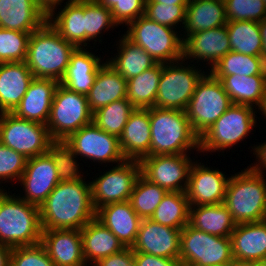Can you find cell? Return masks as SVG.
Listing matches in <instances>:
<instances>
[{
  "label": "cell",
  "mask_w": 266,
  "mask_h": 266,
  "mask_svg": "<svg viewBox=\"0 0 266 266\" xmlns=\"http://www.w3.org/2000/svg\"><path fill=\"white\" fill-rule=\"evenodd\" d=\"M86 178L57 184L39 207L42 229L81 230L96 217Z\"/></svg>",
  "instance_id": "1"
},
{
  "label": "cell",
  "mask_w": 266,
  "mask_h": 266,
  "mask_svg": "<svg viewBox=\"0 0 266 266\" xmlns=\"http://www.w3.org/2000/svg\"><path fill=\"white\" fill-rule=\"evenodd\" d=\"M150 155L199 152V136L193 131L186 111L149 108ZM189 152V153H188Z\"/></svg>",
  "instance_id": "2"
},
{
  "label": "cell",
  "mask_w": 266,
  "mask_h": 266,
  "mask_svg": "<svg viewBox=\"0 0 266 266\" xmlns=\"http://www.w3.org/2000/svg\"><path fill=\"white\" fill-rule=\"evenodd\" d=\"M76 48L46 21L31 33L25 62L34 77L51 78L60 83Z\"/></svg>",
  "instance_id": "3"
},
{
  "label": "cell",
  "mask_w": 266,
  "mask_h": 266,
  "mask_svg": "<svg viewBox=\"0 0 266 266\" xmlns=\"http://www.w3.org/2000/svg\"><path fill=\"white\" fill-rule=\"evenodd\" d=\"M39 207L7 190L0 191V244L11 248L41 243Z\"/></svg>",
  "instance_id": "4"
},
{
  "label": "cell",
  "mask_w": 266,
  "mask_h": 266,
  "mask_svg": "<svg viewBox=\"0 0 266 266\" xmlns=\"http://www.w3.org/2000/svg\"><path fill=\"white\" fill-rule=\"evenodd\" d=\"M250 166L228 180L224 204L236 224L266 220V178Z\"/></svg>",
  "instance_id": "5"
},
{
  "label": "cell",
  "mask_w": 266,
  "mask_h": 266,
  "mask_svg": "<svg viewBox=\"0 0 266 266\" xmlns=\"http://www.w3.org/2000/svg\"><path fill=\"white\" fill-rule=\"evenodd\" d=\"M256 109L248 105L232 104L215 123L199 137V153H224L240 142L257 127ZM256 118V119H255Z\"/></svg>",
  "instance_id": "6"
},
{
  "label": "cell",
  "mask_w": 266,
  "mask_h": 266,
  "mask_svg": "<svg viewBox=\"0 0 266 266\" xmlns=\"http://www.w3.org/2000/svg\"><path fill=\"white\" fill-rule=\"evenodd\" d=\"M125 36L150 54L157 63L183 59V40L178 30L142 15L126 26Z\"/></svg>",
  "instance_id": "7"
},
{
  "label": "cell",
  "mask_w": 266,
  "mask_h": 266,
  "mask_svg": "<svg viewBox=\"0 0 266 266\" xmlns=\"http://www.w3.org/2000/svg\"><path fill=\"white\" fill-rule=\"evenodd\" d=\"M198 67L184 59L162 63L154 107L186 111L197 83L208 72Z\"/></svg>",
  "instance_id": "8"
},
{
  "label": "cell",
  "mask_w": 266,
  "mask_h": 266,
  "mask_svg": "<svg viewBox=\"0 0 266 266\" xmlns=\"http://www.w3.org/2000/svg\"><path fill=\"white\" fill-rule=\"evenodd\" d=\"M93 122L87 96L62 84L56 87L47 128L52 140H66L72 133Z\"/></svg>",
  "instance_id": "9"
},
{
  "label": "cell",
  "mask_w": 266,
  "mask_h": 266,
  "mask_svg": "<svg viewBox=\"0 0 266 266\" xmlns=\"http://www.w3.org/2000/svg\"><path fill=\"white\" fill-rule=\"evenodd\" d=\"M179 259L182 266L229 264L233 259L231 239L203 232L188 223L181 230Z\"/></svg>",
  "instance_id": "10"
},
{
  "label": "cell",
  "mask_w": 266,
  "mask_h": 266,
  "mask_svg": "<svg viewBox=\"0 0 266 266\" xmlns=\"http://www.w3.org/2000/svg\"><path fill=\"white\" fill-rule=\"evenodd\" d=\"M231 105L222 82L207 72L197 83L186 109L193 131L200 137Z\"/></svg>",
  "instance_id": "11"
},
{
  "label": "cell",
  "mask_w": 266,
  "mask_h": 266,
  "mask_svg": "<svg viewBox=\"0 0 266 266\" xmlns=\"http://www.w3.org/2000/svg\"><path fill=\"white\" fill-rule=\"evenodd\" d=\"M52 141L46 125L0 113V143L27 159L48 152Z\"/></svg>",
  "instance_id": "12"
},
{
  "label": "cell",
  "mask_w": 266,
  "mask_h": 266,
  "mask_svg": "<svg viewBox=\"0 0 266 266\" xmlns=\"http://www.w3.org/2000/svg\"><path fill=\"white\" fill-rule=\"evenodd\" d=\"M114 166L103 173L100 171L99 177L90 180L95 211L107 204L129 200L136 180L141 175L140 162L137 160L125 159Z\"/></svg>",
  "instance_id": "13"
},
{
  "label": "cell",
  "mask_w": 266,
  "mask_h": 266,
  "mask_svg": "<svg viewBox=\"0 0 266 266\" xmlns=\"http://www.w3.org/2000/svg\"><path fill=\"white\" fill-rule=\"evenodd\" d=\"M64 141L71 147L73 153L81 158L80 161L85 159L96 164L104 163V167L110 163L109 166L112 167L113 164L125 160L119 146V138L104 132L94 122L83 126Z\"/></svg>",
  "instance_id": "14"
},
{
  "label": "cell",
  "mask_w": 266,
  "mask_h": 266,
  "mask_svg": "<svg viewBox=\"0 0 266 266\" xmlns=\"http://www.w3.org/2000/svg\"><path fill=\"white\" fill-rule=\"evenodd\" d=\"M190 154L150 155L140 162L141 175L168 192H186L193 160Z\"/></svg>",
  "instance_id": "15"
},
{
  "label": "cell",
  "mask_w": 266,
  "mask_h": 266,
  "mask_svg": "<svg viewBox=\"0 0 266 266\" xmlns=\"http://www.w3.org/2000/svg\"><path fill=\"white\" fill-rule=\"evenodd\" d=\"M59 182L53 158L49 152H46L27 159L25 170L18 182L20 189L23 187V191L16 195L40 207Z\"/></svg>",
  "instance_id": "16"
},
{
  "label": "cell",
  "mask_w": 266,
  "mask_h": 266,
  "mask_svg": "<svg viewBox=\"0 0 266 266\" xmlns=\"http://www.w3.org/2000/svg\"><path fill=\"white\" fill-rule=\"evenodd\" d=\"M199 161H194L189 173L186 195L190 206L224 203L229 175Z\"/></svg>",
  "instance_id": "17"
},
{
  "label": "cell",
  "mask_w": 266,
  "mask_h": 266,
  "mask_svg": "<svg viewBox=\"0 0 266 266\" xmlns=\"http://www.w3.org/2000/svg\"><path fill=\"white\" fill-rule=\"evenodd\" d=\"M229 51L231 46L226 25L196 32L183 40V59L200 66L202 63V68L208 67V71Z\"/></svg>",
  "instance_id": "18"
},
{
  "label": "cell",
  "mask_w": 266,
  "mask_h": 266,
  "mask_svg": "<svg viewBox=\"0 0 266 266\" xmlns=\"http://www.w3.org/2000/svg\"><path fill=\"white\" fill-rule=\"evenodd\" d=\"M181 230L151 219H142L132 250L163 258L179 259Z\"/></svg>",
  "instance_id": "19"
},
{
  "label": "cell",
  "mask_w": 266,
  "mask_h": 266,
  "mask_svg": "<svg viewBox=\"0 0 266 266\" xmlns=\"http://www.w3.org/2000/svg\"><path fill=\"white\" fill-rule=\"evenodd\" d=\"M41 244L55 266H87L80 230L42 229Z\"/></svg>",
  "instance_id": "20"
},
{
  "label": "cell",
  "mask_w": 266,
  "mask_h": 266,
  "mask_svg": "<svg viewBox=\"0 0 266 266\" xmlns=\"http://www.w3.org/2000/svg\"><path fill=\"white\" fill-rule=\"evenodd\" d=\"M58 84L55 79L34 77L20 103L11 113L18 118L46 125Z\"/></svg>",
  "instance_id": "21"
},
{
  "label": "cell",
  "mask_w": 266,
  "mask_h": 266,
  "mask_svg": "<svg viewBox=\"0 0 266 266\" xmlns=\"http://www.w3.org/2000/svg\"><path fill=\"white\" fill-rule=\"evenodd\" d=\"M96 218L116 235L125 248H132L142 218L134 211L129 200L99 208Z\"/></svg>",
  "instance_id": "22"
},
{
  "label": "cell",
  "mask_w": 266,
  "mask_h": 266,
  "mask_svg": "<svg viewBox=\"0 0 266 266\" xmlns=\"http://www.w3.org/2000/svg\"><path fill=\"white\" fill-rule=\"evenodd\" d=\"M89 49V50H87ZM90 48H76L70 56L67 71L60 84L71 91L87 95L93 86L99 68L105 63V56L91 52Z\"/></svg>",
  "instance_id": "23"
},
{
  "label": "cell",
  "mask_w": 266,
  "mask_h": 266,
  "mask_svg": "<svg viewBox=\"0 0 266 266\" xmlns=\"http://www.w3.org/2000/svg\"><path fill=\"white\" fill-rule=\"evenodd\" d=\"M150 143L149 109L135 108L119 137L122 155L127 160L140 161L150 156Z\"/></svg>",
  "instance_id": "24"
},
{
  "label": "cell",
  "mask_w": 266,
  "mask_h": 266,
  "mask_svg": "<svg viewBox=\"0 0 266 266\" xmlns=\"http://www.w3.org/2000/svg\"><path fill=\"white\" fill-rule=\"evenodd\" d=\"M33 78L26 62L0 63V113L17 107Z\"/></svg>",
  "instance_id": "25"
},
{
  "label": "cell",
  "mask_w": 266,
  "mask_h": 266,
  "mask_svg": "<svg viewBox=\"0 0 266 266\" xmlns=\"http://www.w3.org/2000/svg\"><path fill=\"white\" fill-rule=\"evenodd\" d=\"M46 21L36 0H0L1 28L32 33Z\"/></svg>",
  "instance_id": "26"
},
{
  "label": "cell",
  "mask_w": 266,
  "mask_h": 266,
  "mask_svg": "<svg viewBox=\"0 0 266 266\" xmlns=\"http://www.w3.org/2000/svg\"><path fill=\"white\" fill-rule=\"evenodd\" d=\"M83 256L87 266L98 260L121 252L125 247L103 223L96 217L80 230Z\"/></svg>",
  "instance_id": "27"
},
{
  "label": "cell",
  "mask_w": 266,
  "mask_h": 266,
  "mask_svg": "<svg viewBox=\"0 0 266 266\" xmlns=\"http://www.w3.org/2000/svg\"><path fill=\"white\" fill-rule=\"evenodd\" d=\"M230 239L233 258L254 262L266 258V220L236 224Z\"/></svg>",
  "instance_id": "28"
},
{
  "label": "cell",
  "mask_w": 266,
  "mask_h": 266,
  "mask_svg": "<svg viewBox=\"0 0 266 266\" xmlns=\"http://www.w3.org/2000/svg\"><path fill=\"white\" fill-rule=\"evenodd\" d=\"M227 22L224 1L188 0L182 40L199 31L225 26Z\"/></svg>",
  "instance_id": "29"
},
{
  "label": "cell",
  "mask_w": 266,
  "mask_h": 266,
  "mask_svg": "<svg viewBox=\"0 0 266 266\" xmlns=\"http://www.w3.org/2000/svg\"><path fill=\"white\" fill-rule=\"evenodd\" d=\"M127 94V80L107 61L99 68L93 86L86 95L92 113Z\"/></svg>",
  "instance_id": "30"
},
{
  "label": "cell",
  "mask_w": 266,
  "mask_h": 266,
  "mask_svg": "<svg viewBox=\"0 0 266 266\" xmlns=\"http://www.w3.org/2000/svg\"><path fill=\"white\" fill-rule=\"evenodd\" d=\"M61 7L47 16V22L66 41L77 48L85 47L84 0H74Z\"/></svg>",
  "instance_id": "31"
},
{
  "label": "cell",
  "mask_w": 266,
  "mask_h": 266,
  "mask_svg": "<svg viewBox=\"0 0 266 266\" xmlns=\"http://www.w3.org/2000/svg\"><path fill=\"white\" fill-rule=\"evenodd\" d=\"M123 35V36H122ZM116 42L117 53L111 58L109 55L107 63L119 72L126 80L138 76L143 71L157 64L154 58L139 45H136L122 34Z\"/></svg>",
  "instance_id": "32"
},
{
  "label": "cell",
  "mask_w": 266,
  "mask_h": 266,
  "mask_svg": "<svg viewBox=\"0 0 266 266\" xmlns=\"http://www.w3.org/2000/svg\"><path fill=\"white\" fill-rule=\"evenodd\" d=\"M189 224L198 230L220 237H230L236 226L224 203L190 206Z\"/></svg>",
  "instance_id": "33"
},
{
  "label": "cell",
  "mask_w": 266,
  "mask_h": 266,
  "mask_svg": "<svg viewBox=\"0 0 266 266\" xmlns=\"http://www.w3.org/2000/svg\"><path fill=\"white\" fill-rule=\"evenodd\" d=\"M213 77L222 82L232 104L248 105L255 109L259 105L266 85V75Z\"/></svg>",
  "instance_id": "34"
},
{
  "label": "cell",
  "mask_w": 266,
  "mask_h": 266,
  "mask_svg": "<svg viewBox=\"0 0 266 266\" xmlns=\"http://www.w3.org/2000/svg\"><path fill=\"white\" fill-rule=\"evenodd\" d=\"M161 74L162 63H157L138 76L127 80L126 98L134 108L149 109L154 107Z\"/></svg>",
  "instance_id": "35"
},
{
  "label": "cell",
  "mask_w": 266,
  "mask_h": 266,
  "mask_svg": "<svg viewBox=\"0 0 266 266\" xmlns=\"http://www.w3.org/2000/svg\"><path fill=\"white\" fill-rule=\"evenodd\" d=\"M190 203L186 192H167L151 220L162 225L182 229L189 223Z\"/></svg>",
  "instance_id": "36"
},
{
  "label": "cell",
  "mask_w": 266,
  "mask_h": 266,
  "mask_svg": "<svg viewBox=\"0 0 266 266\" xmlns=\"http://www.w3.org/2000/svg\"><path fill=\"white\" fill-rule=\"evenodd\" d=\"M226 27L231 51L262 57V37L257 21H230Z\"/></svg>",
  "instance_id": "37"
},
{
  "label": "cell",
  "mask_w": 266,
  "mask_h": 266,
  "mask_svg": "<svg viewBox=\"0 0 266 266\" xmlns=\"http://www.w3.org/2000/svg\"><path fill=\"white\" fill-rule=\"evenodd\" d=\"M208 72L212 76L266 75V62L262 57L229 51Z\"/></svg>",
  "instance_id": "38"
},
{
  "label": "cell",
  "mask_w": 266,
  "mask_h": 266,
  "mask_svg": "<svg viewBox=\"0 0 266 266\" xmlns=\"http://www.w3.org/2000/svg\"><path fill=\"white\" fill-rule=\"evenodd\" d=\"M84 23H85V47L89 48V42H99L106 31L119 27L113 20L111 11L99 5L95 0H84ZM98 40V41H97ZM89 44V45H88Z\"/></svg>",
  "instance_id": "39"
},
{
  "label": "cell",
  "mask_w": 266,
  "mask_h": 266,
  "mask_svg": "<svg viewBox=\"0 0 266 266\" xmlns=\"http://www.w3.org/2000/svg\"><path fill=\"white\" fill-rule=\"evenodd\" d=\"M167 192L166 189L149 182L140 175L136 180L129 202L142 219H150Z\"/></svg>",
  "instance_id": "40"
},
{
  "label": "cell",
  "mask_w": 266,
  "mask_h": 266,
  "mask_svg": "<svg viewBox=\"0 0 266 266\" xmlns=\"http://www.w3.org/2000/svg\"><path fill=\"white\" fill-rule=\"evenodd\" d=\"M134 109L127 98L114 101L94 112L93 122L104 132L119 138Z\"/></svg>",
  "instance_id": "41"
},
{
  "label": "cell",
  "mask_w": 266,
  "mask_h": 266,
  "mask_svg": "<svg viewBox=\"0 0 266 266\" xmlns=\"http://www.w3.org/2000/svg\"><path fill=\"white\" fill-rule=\"evenodd\" d=\"M48 152L53 158L60 182L77 181L86 174L82 172L84 168L80 169L79 157L64 140H53Z\"/></svg>",
  "instance_id": "42"
},
{
  "label": "cell",
  "mask_w": 266,
  "mask_h": 266,
  "mask_svg": "<svg viewBox=\"0 0 266 266\" xmlns=\"http://www.w3.org/2000/svg\"><path fill=\"white\" fill-rule=\"evenodd\" d=\"M31 33L0 27V63L25 62Z\"/></svg>",
  "instance_id": "43"
},
{
  "label": "cell",
  "mask_w": 266,
  "mask_h": 266,
  "mask_svg": "<svg viewBox=\"0 0 266 266\" xmlns=\"http://www.w3.org/2000/svg\"><path fill=\"white\" fill-rule=\"evenodd\" d=\"M186 7L187 4L172 5L158 2H145L144 15L158 24L166 25L176 30L179 29V33L181 34L185 22Z\"/></svg>",
  "instance_id": "44"
},
{
  "label": "cell",
  "mask_w": 266,
  "mask_h": 266,
  "mask_svg": "<svg viewBox=\"0 0 266 266\" xmlns=\"http://www.w3.org/2000/svg\"><path fill=\"white\" fill-rule=\"evenodd\" d=\"M227 21H257L266 17L263 0H224Z\"/></svg>",
  "instance_id": "45"
},
{
  "label": "cell",
  "mask_w": 266,
  "mask_h": 266,
  "mask_svg": "<svg viewBox=\"0 0 266 266\" xmlns=\"http://www.w3.org/2000/svg\"><path fill=\"white\" fill-rule=\"evenodd\" d=\"M26 162L27 158L22 154L0 143V191L6 189H3L1 185L6 182L8 184L14 182L15 185H18V181L25 170Z\"/></svg>",
  "instance_id": "46"
},
{
  "label": "cell",
  "mask_w": 266,
  "mask_h": 266,
  "mask_svg": "<svg viewBox=\"0 0 266 266\" xmlns=\"http://www.w3.org/2000/svg\"><path fill=\"white\" fill-rule=\"evenodd\" d=\"M99 5L111 11L112 18L117 25L127 26L145 14L146 0H95Z\"/></svg>",
  "instance_id": "47"
},
{
  "label": "cell",
  "mask_w": 266,
  "mask_h": 266,
  "mask_svg": "<svg viewBox=\"0 0 266 266\" xmlns=\"http://www.w3.org/2000/svg\"><path fill=\"white\" fill-rule=\"evenodd\" d=\"M10 266H55L45 247L39 243L11 249Z\"/></svg>",
  "instance_id": "48"
},
{
  "label": "cell",
  "mask_w": 266,
  "mask_h": 266,
  "mask_svg": "<svg viewBox=\"0 0 266 266\" xmlns=\"http://www.w3.org/2000/svg\"><path fill=\"white\" fill-rule=\"evenodd\" d=\"M91 266H137L132 248H124L121 252L98 260Z\"/></svg>",
  "instance_id": "49"
},
{
  "label": "cell",
  "mask_w": 266,
  "mask_h": 266,
  "mask_svg": "<svg viewBox=\"0 0 266 266\" xmlns=\"http://www.w3.org/2000/svg\"><path fill=\"white\" fill-rule=\"evenodd\" d=\"M133 253L137 266H182L180 259L163 258L143 252Z\"/></svg>",
  "instance_id": "50"
},
{
  "label": "cell",
  "mask_w": 266,
  "mask_h": 266,
  "mask_svg": "<svg viewBox=\"0 0 266 266\" xmlns=\"http://www.w3.org/2000/svg\"><path fill=\"white\" fill-rule=\"evenodd\" d=\"M252 149L253 150H250V152L252 151L251 154L253 153L252 156H254L256 160L249 166L258 173L265 174L266 172L264 171H266V140L263 143L261 142V144L259 145H253Z\"/></svg>",
  "instance_id": "51"
},
{
  "label": "cell",
  "mask_w": 266,
  "mask_h": 266,
  "mask_svg": "<svg viewBox=\"0 0 266 266\" xmlns=\"http://www.w3.org/2000/svg\"><path fill=\"white\" fill-rule=\"evenodd\" d=\"M36 0L39 9L46 15L49 16L58 7H61L62 3H70L74 0Z\"/></svg>",
  "instance_id": "52"
},
{
  "label": "cell",
  "mask_w": 266,
  "mask_h": 266,
  "mask_svg": "<svg viewBox=\"0 0 266 266\" xmlns=\"http://www.w3.org/2000/svg\"><path fill=\"white\" fill-rule=\"evenodd\" d=\"M11 247L0 244V266H10Z\"/></svg>",
  "instance_id": "53"
},
{
  "label": "cell",
  "mask_w": 266,
  "mask_h": 266,
  "mask_svg": "<svg viewBox=\"0 0 266 266\" xmlns=\"http://www.w3.org/2000/svg\"><path fill=\"white\" fill-rule=\"evenodd\" d=\"M258 23L262 37V58L266 62V17Z\"/></svg>",
  "instance_id": "54"
},
{
  "label": "cell",
  "mask_w": 266,
  "mask_h": 266,
  "mask_svg": "<svg viewBox=\"0 0 266 266\" xmlns=\"http://www.w3.org/2000/svg\"><path fill=\"white\" fill-rule=\"evenodd\" d=\"M257 107L258 108H256V109H258V110H256V112H258L259 115L260 114L263 115L264 116L263 118L266 120V85L264 87L261 101Z\"/></svg>",
  "instance_id": "55"
},
{
  "label": "cell",
  "mask_w": 266,
  "mask_h": 266,
  "mask_svg": "<svg viewBox=\"0 0 266 266\" xmlns=\"http://www.w3.org/2000/svg\"><path fill=\"white\" fill-rule=\"evenodd\" d=\"M229 266H255V262L247 260H238L233 258L232 261L229 263Z\"/></svg>",
  "instance_id": "56"
},
{
  "label": "cell",
  "mask_w": 266,
  "mask_h": 266,
  "mask_svg": "<svg viewBox=\"0 0 266 266\" xmlns=\"http://www.w3.org/2000/svg\"><path fill=\"white\" fill-rule=\"evenodd\" d=\"M146 2H158V3L172 4V5L188 4V0H146Z\"/></svg>",
  "instance_id": "57"
},
{
  "label": "cell",
  "mask_w": 266,
  "mask_h": 266,
  "mask_svg": "<svg viewBox=\"0 0 266 266\" xmlns=\"http://www.w3.org/2000/svg\"><path fill=\"white\" fill-rule=\"evenodd\" d=\"M255 266H266V258L256 261Z\"/></svg>",
  "instance_id": "58"
},
{
  "label": "cell",
  "mask_w": 266,
  "mask_h": 266,
  "mask_svg": "<svg viewBox=\"0 0 266 266\" xmlns=\"http://www.w3.org/2000/svg\"><path fill=\"white\" fill-rule=\"evenodd\" d=\"M216 266H229V264H222V265H216Z\"/></svg>",
  "instance_id": "59"
}]
</instances>
